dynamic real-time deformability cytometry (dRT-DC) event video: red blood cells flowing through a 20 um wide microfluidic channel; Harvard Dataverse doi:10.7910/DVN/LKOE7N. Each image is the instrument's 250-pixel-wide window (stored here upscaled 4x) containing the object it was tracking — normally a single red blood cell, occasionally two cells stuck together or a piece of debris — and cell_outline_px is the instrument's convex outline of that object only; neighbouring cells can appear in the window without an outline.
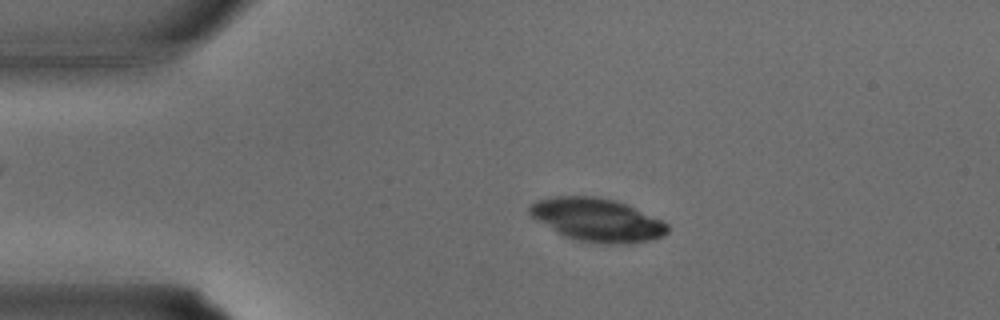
{"species": "common noctule bat (a hibernating species)", "species_latin": "Nyctalus noctula", "temperature_condition": "warm", "stored_images_in_passage": 19, "camera_frame_rate_fps": 3000, "um_per_image_px": 0.085, "animal": {"sex": "male", "body_mass_g": 15.6}, "frame": {"image": 1, "passage_image": 5, "time_ms": 1.333, "image_size_px": [1000, 320], "cell_outline_px": [[668, 232], [660, 236], [648, 240], [616, 244], [604, 244], [580, 240], [564, 236], [536, 220], [528, 212], [528, 208], [536, 200], [552, 196], [596, 196], [616, 200], [660, 220], [668, 224]], "centroid_in_image_um": [50.7, 18.67], "position_along_channel_um": 34.3, "area_um2": 34.16}}